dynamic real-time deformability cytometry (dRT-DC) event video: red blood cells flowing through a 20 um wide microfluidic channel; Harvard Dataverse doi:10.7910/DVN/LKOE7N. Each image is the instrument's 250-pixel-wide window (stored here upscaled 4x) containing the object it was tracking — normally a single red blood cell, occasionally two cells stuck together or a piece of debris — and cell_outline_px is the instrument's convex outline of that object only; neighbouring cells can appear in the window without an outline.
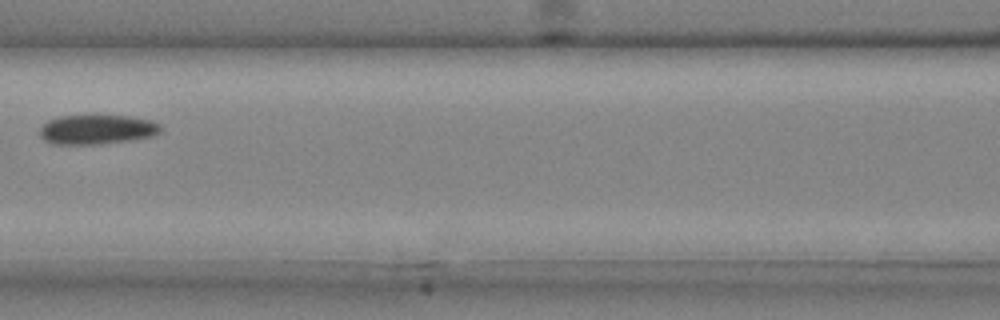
{"species": "common noctule bat (a hibernating species)", "species_latin": "Nyctalus noctula", "temperature_condition": "cold", "stored_images_in_passage": 4, "camera_frame_rate_fps": 3000, "um_per_image_px": 0.085, "animal": {"sex": "male", "body_mass_g": 20.4}, "frame": {"image": 1, "passage_image": 4, "time_ms": 1.0, "image_size_px": [1000, 320], "cell_outline_px": [[160, 132], [152, 136], [132, 140], [100, 144], [52, 144], [44, 140], [40, 136], [40, 128], [48, 120], [60, 116], [128, 116], [152, 120], [160, 124]], "centroid_in_image_um": [8.24, 11.01], "position_along_channel_um": 158.4, "area_um2": 20.75}}